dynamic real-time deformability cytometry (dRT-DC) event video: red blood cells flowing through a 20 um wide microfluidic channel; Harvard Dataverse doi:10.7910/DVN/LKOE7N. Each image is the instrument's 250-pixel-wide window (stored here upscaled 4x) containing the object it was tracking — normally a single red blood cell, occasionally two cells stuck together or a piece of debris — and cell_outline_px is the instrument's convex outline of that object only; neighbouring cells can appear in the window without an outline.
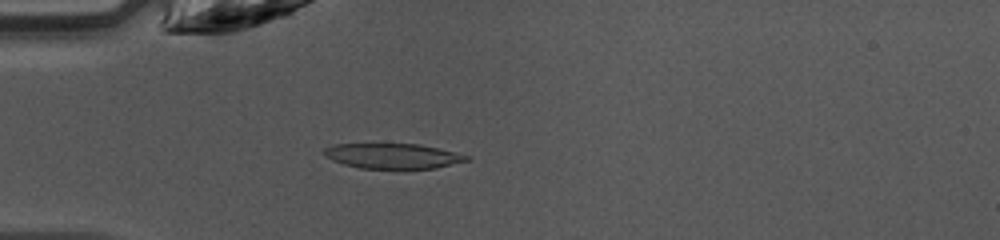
{"species": "common noctule bat (a hibernating species)", "species_latin": "Nyctalus noctula", "temperature_condition": "warm", "stored_images_in_passage": 46, "camera_frame_rate_fps": 3000, "um_per_image_px": 0.085, "animal": {"sex": "female", "body_mass_g": 10.0, "forearm_length_mm": 53.1}, "frame": {"image": 1, "passage_image": 13, "time_ms": 4.0, "image_size_px": [1000, 240], "cell_outline_px": [[472, 160], [436, 168], [360, 168], [344, 164], [332, 160], [324, 156], [320, 152], [324, 148], [332, 144], [420, 144], [472, 156]], "centroid_in_image_um": [33.39, 13.25], "position_along_channel_um": 51.6, "area_um2": 21.04}}
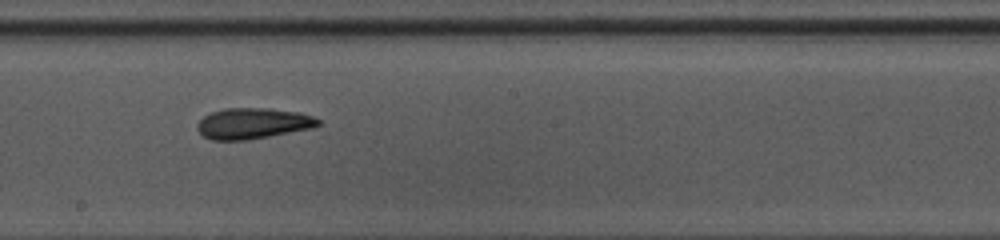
{"frame": {"image": 2, "passage_image": 26, "time_ms": 8.333, "image_size_px": [1000, 240], "cell_outline_px": [[324, 124], [316, 128], [248, 140], [212, 140], [204, 136], [196, 128], [196, 124], [204, 116], [212, 112], [224, 108], [268, 108], [300, 112], [312, 116], [320, 120]], "centroid_in_image_um": [21.56, 10.49], "position_along_channel_um": 226.6, "area_um2": 22.08}}
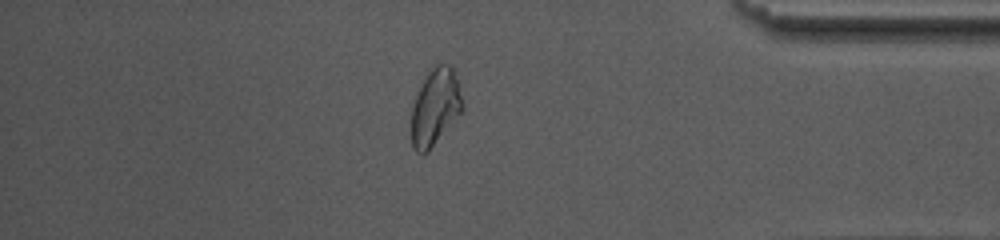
{"frame": {"image": 3, "passage_image": 40, "time_ms": 13.0, "image_size_px": [1000, 240], "cell_outline_px": [[464, 108], [428, 152], [416, 152], [412, 148], [412, 108], [416, 96], [428, 72], [436, 64], [448, 64], [452, 68], [456, 80]], "centroid_in_image_um": [36.98, 9.12], "position_along_channel_um": 398.2, "area_um2": 22.14}, "authors_computed_cell_mechanics": {"area_um2": 21.7906, "velocity_mm_per_s": 4.2369, "shape_relaxation_time_tau1_ms": null, "shape_relaxation_time_tau2_ms": 2.5141, "deformation_change_tau1": null, "deformation_change_tau2": 0.0984}}